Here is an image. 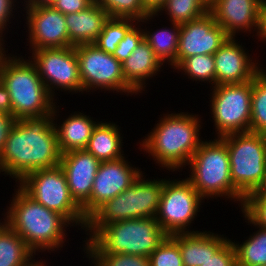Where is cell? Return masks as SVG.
Instances as JSON below:
<instances>
[{"mask_svg": "<svg viewBox=\"0 0 266 266\" xmlns=\"http://www.w3.org/2000/svg\"><path fill=\"white\" fill-rule=\"evenodd\" d=\"M61 156L53 113L22 118L0 153V174L17 183L32 171L59 166Z\"/></svg>", "mask_w": 266, "mask_h": 266, "instance_id": "cell-1", "label": "cell"}, {"mask_svg": "<svg viewBox=\"0 0 266 266\" xmlns=\"http://www.w3.org/2000/svg\"><path fill=\"white\" fill-rule=\"evenodd\" d=\"M198 116L182 111L164 113L152 131L138 142L140 151L151 156L163 170L182 171L203 141L200 137L202 117Z\"/></svg>", "mask_w": 266, "mask_h": 266, "instance_id": "cell-2", "label": "cell"}, {"mask_svg": "<svg viewBox=\"0 0 266 266\" xmlns=\"http://www.w3.org/2000/svg\"><path fill=\"white\" fill-rule=\"evenodd\" d=\"M4 215V222L36 254L56 252L63 248L67 227L71 224L59 213L33 200L18 185ZM60 248V249H59ZM47 250V251H46Z\"/></svg>", "mask_w": 266, "mask_h": 266, "instance_id": "cell-3", "label": "cell"}, {"mask_svg": "<svg viewBox=\"0 0 266 266\" xmlns=\"http://www.w3.org/2000/svg\"><path fill=\"white\" fill-rule=\"evenodd\" d=\"M85 254H129L149 257L167 238L155 217L129 219L106 225H87Z\"/></svg>", "mask_w": 266, "mask_h": 266, "instance_id": "cell-4", "label": "cell"}, {"mask_svg": "<svg viewBox=\"0 0 266 266\" xmlns=\"http://www.w3.org/2000/svg\"><path fill=\"white\" fill-rule=\"evenodd\" d=\"M0 77L10 94L13 116L17 120L53 113L58 105L57 98L50 95L29 58L5 53L0 59Z\"/></svg>", "mask_w": 266, "mask_h": 266, "instance_id": "cell-5", "label": "cell"}, {"mask_svg": "<svg viewBox=\"0 0 266 266\" xmlns=\"http://www.w3.org/2000/svg\"><path fill=\"white\" fill-rule=\"evenodd\" d=\"M187 166V179L204 200L224 197L242 207L244 197L233 186L228 149L221 138L203 140Z\"/></svg>", "mask_w": 266, "mask_h": 266, "instance_id": "cell-6", "label": "cell"}, {"mask_svg": "<svg viewBox=\"0 0 266 266\" xmlns=\"http://www.w3.org/2000/svg\"><path fill=\"white\" fill-rule=\"evenodd\" d=\"M143 173L126 190L103 204L87 225H106L129 219L155 217L159 208L163 179H146Z\"/></svg>", "mask_w": 266, "mask_h": 266, "instance_id": "cell-7", "label": "cell"}, {"mask_svg": "<svg viewBox=\"0 0 266 266\" xmlns=\"http://www.w3.org/2000/svg\"><path fill=\"white\" fill-rule=\"evenodd\" d=\"M16 184L33 200L62 215L71 226L86 230L88 220L72 199L60 165L32 171Z\"/></svg>", "mask_w": 266, "mask_h": 266, "instance_id": "cell-8", "label": "cell"}, {"mask_svg": "<svg viewBox=\"0 0 266 266\" xmlns=\"http://www.w3.org/2000/svg\"><path fill=\"white\" fill-rule=\"evenodd\" d=\"M226 143L234 188L245 198L266 172V135L241 132L221 137Z\"/></svg>", "mask_w": 266, "mask_h": 266, "instance_id": "cell-9", "label": "cell"}, {"mask_svg": "<svg viewBox=\"0 0 266 266\" xmlns=\"http://www.w3.org/2000/svg\"><path fill=\"white\" fill-rule=\"evenodd\" d=\"M210 92V114L215 138L249 132L251 122L252 81L242 84H220Z\"/></svg>", "mask_w": 266, "mask_h": 266, "instance_id": "cell-10", "label": "cell"}, {"mask_svg": "<svg viewBox=\"0 0 266 266\" xmlns=\"http://www.w3.org/2000/svg\"><path fill=\"white\" fill-rule=\"evenodd\" d=\"M202 203L204 199L187 178H166L155 218L168 235L200 232L190 227Z\"/></svg>", "mask_w": 266, "mask_h": 266, "instance_id": "cell-11", "label": "cell"}, {"mask_svg": "<svg viewBox=\"0 0 266 266\" xmlns=\"http://www.w3.org/2000/svg\"><path fill=\"white\" fill-rule=\"evenodd\" d=\"M79 64L83 93L97 90L138 95L126 82L122 63L112 54L102 51L94 43L74 46ZM92 90V91H91Z\"/></svg>", "mask_w": 266, "mask_h": 266, "instance_id": "cell-12", "label": "cell"}, {"mask_svg": "<svg viewBox=\"0 0 266 266\" xmlns=\"http://www.w3.org/2000/svg\"><path fill=\"white\" fill-rule=\"evenodd\" d=\"M28 56L35 65L38 75L55 99L57 90L70 94H83L79 64L74 46L43 48L30 52ZM56 90V91H55Z\"/></svg>", "mask_w": 266, "mask_h": 266, "instance_id": "cell-13", "label": "cell"}, {"mask_svg": "<svg viewBox=\"0 0 266 266\" xmlns=\"http://www.w3.org/2000/svg\"><path fill=\"white\" fill-rule=\"evenodd\" d=\"M265 1L212 0L209 3V11L229 37H236L241 32L250 35L254 31L256 35L253 36L261 42L266 14Z\"/></svg>", "mask_w": 266, "mask_h": 266, "instance_id": "cell-14", "label": "cell"}, {"mask_svg": "<svg viewBox=\"0 0 266 266\" xmlns=\"http://www.w3.org/2000/svg\"><path fill=\"white\" fill-rule=\"evenodd\" d=\"M30 52L43 48L73 46L68 37L65 15L53 6L23 7Z\"/></svg>", "mask_w": 266, "mask_h": 266, "instance_id": "cell-15", "label": "cell"}, {"mask_svg": "<svg viewBox=\"0 0 266 266\" xmlns=\"http://www.w3.org/2000/svg\"><path fill=\"white\" fill-rule=\"evenodd\" d=\"M228 37L210 11L180 25L176 67L190 56L214 54Z\"/></svg>", "mask_w": 266, "mask_h": 266, "instance_id": "cell-16", "label": "cell"}, {"mask_svg": "<svg viewBox=\"0 0 266 266\" xmlns=\"http://www.w3.org/2000/svg\"><path fill=\"white\" fill-rule=\"evenodd\" d=\"M240 41L235 37H228L213 54L215 86L220 84H242L252 81L264 68L259 59L257 60L249 55V50L245 49V46L239 43Z\"/></svg>", "mask_w": 266, "mask_h": 266, "instance_id": "cell-17", "label": "cell"}, {"mask_svg": "<svg viewBox=\"0 0 266 266\" xmlns=\"http://www.w3.org/2000/svg\"><path fill=\"white\" fill-rule=\"evenodd\" d=\"M125 157L101 162L89 198V218L103 204L130 187L143 173L141 168L132 165Z\"/></svg>", "mask_w": 266, "mask_h": 266, "instance_id": "cell-18", "label": "cell"}, {"mask_svg": "<svg viewBox=\"0 0 266 266\" xmlns=\"http://www.w3.org/2000/svg\"><path fill=\"white\" fill-rule=\"evenodd\" d=\"M100 164L101 161L85 149L62 154L59 164L66 175L71 197L82 209L87 220L89 219V198Z\"/></svg>", "mask_w": 266, "mask_h": 266, "instance_id": "cell-19", "label": "cell"}, {"mask_svg": "<svg viewBox=\"0 0 266 266\" xmlns=\"http://www.w3.org/2000/svg\"><path fill=\"white\" fill-rule=\"evenodd\" d=\"M162 66L164 67L151 46L143 40L131 55L122 62V71L125 82L140 95L147 88L146 85L149 80L160 74Z\"/></svg>", "mask_w": 266, "mask_h": 266, "instance_id": "cell-20", "label": "cell"}, {"mask_svg": "<svg viewBox=\"0 0 266 266\" xmlns=\"http://www.w3.org/2000/svg\"><path fill=\"white\" fill-rule=\"evenodd\" d=\"M58 107L59 105H55L53 110V123L57 132V140L61 153L65 154L74 150H84L94 127L99 121L93 119L90 115H85L86 113L84 112L78 113L75 111L65 119L63 118L62 124L60 120V124L58 125L56 120L61 115L58 114L61 112Z\"/></svg>", "mask_w": 266, "mask_h": 266, "instance_id": "cell-21", "label": "cell"}, {"mask_svg": "<svg viewBox=\"0 0 266 266\" xmlns=\"http://www.w3.org/2000/svg\"><path fill=\"white\" fill-rule=\"evenodd\" d=\"M179 245L183 266H202L229 240L210 231L170 235Z\"/></svg>", "mask_w": 266, "mask_h": 266, "instance_id": "cell-22", "label": "cell"}, {"mask_svg": "<svg viewBox=\"0 0 266 266\" xmlns=\"http://www.w3.org/2000/svg\"><path fill=\"white\" fill-rule=\"evenodd\" d=\"M109 19L95 1L86 9L65 15L69 41L73 46L94 43Z\"/></svg>", "mask_w": 266, "mask_h": 266, "instance_id": "cell-23", "label": "cell"}, {"mask_svg": "<svg viewBox=\"0 0 266 266\" xmlns=\"http://www.w3.org/2000/svg\"><path fill=\"white\" fill-rule=\"evenodd\" d=\"M120 128L121 126L114 122L99 121L92 131L85 150L101 162L123 158L124 142Z\"/></svg>", "mask_w": 266, "mask_h": 266, "instance_id": "cell-24", "label": "cell"}, {"mask_svg": "<svg viewBox=\"0 0 266 266\" xmlns=\"http://www.w3.org/2000/svg\"><path fill=\"white\" fill-rule=\"evenodd\" d=\"M5 222L0 225V266H37L41 260ZM36 260V261H35Z\"/></svg>", "mask_w": 266, "mask_h": 266, "instance_id": "cell-25", "label": "cell"}, {"mask_svg": "<svg viewBox=\"0 0 266 266\" xmlns=\"http://www.w3.org/2000/svg\"><path fill=\"white\" fill-rule=\"evenodd\" d=\"M171 27H162L156 31L147 30L145 26L144 40L151 46L157 58L163 65L176 68V56L178 51L180 25L171 22Z\"/></svg>", "mask_w": 266, "mask_h": 266, "instance_id": "cell-26", "label": "cell"}, {"mask_svg": "<svg viewBox=\"0 0 266 266\" xmlns=\"http://www.w3.org/2000/svg\"><path fill=\"white\" fill-rule=\"evenodd\" d=\"M257 231L253 232L240 244L232 241L237 258V266H266V229L254 225L244 214L242 215Z\"/></svg>", "mask_w": 266, "mask_h": 266, "instance_id": "cell-27", "label": "cell"}, {"mask_svg": "<svg viewBox=\"0 0 266 266\" xmlns=\"http://www.w3.org/2000/svg\"><path fill=\"white\" fill-rule=\"evenodd\" d=\"M208 11L209 3L206 0H166L156 17L165 13L169 16L170 23L182 25L203 16Z\"/></svg>", "mask_w": 266, "mask_h": 266, "instance_id": "cell-28", "label": "cell"}, {"mask_svg": "<svg viewBox=\"0 0 266 266\" xmlns=\"http://www.w3.org/2000/svg\"><path fill=\"white\" fill-rule=\"evenodd\" d=\"M250 131L266 135V68L252 80Z\"/></svg>", "mask_w": 266, "mask_h": 266, "instance_id": "cell-29", "label": "cell"}, {"mask_svg": "<svg viewBox=\"0 0 266 266\" xmlns=\"http://www.w3.org/2000/svg\"><path fill=\"white\" fill-rule=\"evenodd\" d=\"M177 69V70H176ZM177 73L187 75L193 82L210 83L215 87V61L213 54L194 55L185 58L176 68Z\"/></svg>", "mask_w": 266, "mask_h": 266, "instance_id": "cell-30", "label": "cell"}, {"mask_svg": "<svg viewBox=\"0 0 266 266\" xmlns=\"http://www.w3.org/2000/svg\"><path fill=\"white\" fill-rule=\"evenodd\" d=\"M135 23L137 20L132 18L109 17L94 44L102 51L113 55L119 42Z\"/></svg>", "mask_w": 266, "mask_h": 266, "instance_id": "cell-31", "label": "cell"}, {"mask_svg": "<svg viewBox=\"0 0 266 266\" xmlns=\"http://www.w3.org/2000/svg\"><path fill=\"white\" fill-rule=\"evenodd\" d=\"M109 17L132 18L137 21L150 15L143 7L141 0H95Z\"/></svg>", "mask_w": 266, "mask_h": 266, "instance_id": "cell-32", "label": "cell"}, {"mask_svg": "<svg viewBox=\"0 0 266 266\" xmlns=\"http://www.w3.org/2000/svg\"><path fill=\"white\" fill-rule=\"evenodd\" d=\"M156 14H150L144 19L137 21L125 34L124 38L119 42L113 56L119 61H125L131 53L139 46L144 40V31L141 28L142 24L153 21ZM149 21V22H148ZM139 24V25H138ZM141 25V26H140ZM137 26V27H136Z\"/></svg>", "mask_w": 266, "mask_h": 266, "instance_id": "cell-33", "label": "cell"}, {"mask_svg": "<svg viewBox=\"0 0 266 266\" xmlns=\"http://www.w3.org/2000/svg\"><path fill=\"white\" fill-rule=\"evenodd\" d=\"M150 266H183L178 243L168 235L149 256Z\"/></svg>", "mask_w": 266, "mask_h": 266, "instance_id": "cell-34", "label": "cell"}, {"mask_svg": "<svg viewBox=\"0 0 266 266\" xmlns=\"http://www.w3.org/2000/svg\"><path fill=\"white\" fill-rule=\"evenodd\" d=\"M94 266H150L149 257L123 253L117 254H86Z\"/></svg>", "mask_w": 266, "mask_h": 266, "instance_id": "cell-35", "label": "cell"}, {"mask_svg": "<svg viewBox=\"0 0 266 266\" xmlns=\"http://www.w3.org/2000/svg\"><path fill=\"white\" fill-rule=\"evenodd\" d=\"M240 210L254 225L266 229V196H246Z\"/></svg>", "mask_w": 266, "mask_h": 266, "instance_id": "cell-36", "label": "cell"}, {"mask_svg": "<svg viewBox=\"0 0 266 266\" xmlns=\"http://www.w3.org/2000/svg\"><path fill=\"white\" fill-rule=\"evenodd\" d=\"M202 266H237L236 250L229 239L214 256H210Z\"/></svg>", "mask_w": 266, "mask_h": 266, "instance_id": "cell-37", "label": "cell"}, {"mask_svg": "<svg viewBox=\"0 0 266 266\" xmlns=\"http://www.w3.org/2000/svg\"><path fill=\"white\" fill-rule=\"evenodd\" d=\"M19 4L20 2L18 0H0V40L4 43L7 42L4 40V38L6 37L5 34L7 33L6 29L9 30L7 26L12 24V22H10L12 18L14 20V14L12 13H15V10L17 12V8H20Z\"/></svg>", "mask_w": 266, "mask_h": 266, "instance_id": "cell-38", "label": "cell"}, {"mask_svg": "<svg viewBox=\"0 0 266 266\" xmlns=\"http://www.w3.org/2000/svg\"><path fill=\"white\" fill-rule=\"evenodd\" d=\"M95 0H56L52 5L62 14L78 13L89 7Z\"/></svg>", "mask_w": 266, "mask_h": 266, "instance_id": "cell-39", "label": "cell"}, {"mask_svg": "<svg viewBox=\"0 0 266 266\" xmlns=\"http://www.w3.org/2000/svg\"><path fill=\"white\" fill-rule=\"evenodd\" d=\"M16 122L17 119L14 116L0 113V153Z\"/></svg>", "mask_w": 266, "mask_h": 266, "instance_id": "cell-40", "label": "cell"}, {"mask_svg": "<svg viewBox=\"0 0 266 266\" xmlns=\"http://www.w3.org/2000/svg\"><path fill=\"white\" fill-rule=\"evenodd\" d=\"M0 113L13 116L10 94L2 82H0Z\"/></svg>", "mask_w": 266, "mask_h": 266, "instance_id": "cell-41", "label": "cell"}, {"mask_svg": "<svg viewBox=\"0 0 266 266\" xmlns=\"http://www.w3.org/2000/svg\"><path fill=\"white\" fill-rule=\"evenodd\" d=\"M141 1L144 9L149 14H157L166 3V0H141Z\"/></svg>", "mask_w": 266, "mask_h": 266, "instance_id": "cell-42", "label": "cell"}, {"mask_svg": "<svg viewBox=\"0 0 266 266\" xmlns=\"http://www.w3.org/2000/svg\"><path fill=\"white\" fill-rule=\"evenodd\" d=\"M23 7L52 6L56 0H23Z\"/></svg>", "mask_w": 266, "mask_h": 266, "instance_id": "cell-43", "label": "cell"}, {"mask_svg": "<svg viewBox=\"0 0 266 266\" xmlns=\"http://www.w3.org/2000/svg\"><path fill=\"white\" fill-rule=\"evenodd\" d=\"M247 196H266V172L260 184L255 188L253 192H251Z\"/></svg>", "mask_w": 266, "mask_h": 266, "instance_id": "cell-44", "label": "cell"}, {"mask_svg": "<svg viewBox=\"0 0 266 266\" xmlns=\"http://www.w3.org/2000/svg\"><path fill=\"white\" fill-rule=\"evenodd\" d=\"M4 44L6 45V43L0 40V59L7 52L5 49H8V48H5L6 46Z\"/></svg>", "mask_w": 266, "mask_h": 266, "instance_id": "cell-45", "label": "cell"}, {"mask_svg": "<svg viewBox=\"0 0 266 266\" xmlns=\"http://www.w3.org/2000/svg\"><path fill=\"white\" fill-rule=\"evenodd\" d=\"M263 41L266 42V26H264V32L261 42L263 43Z\"/></svg>", "mask_w": 266, "mask_h": 266, "instance_id": "cell-46", "label": "cell"}, {"mask_svg": "<svg viewBox=\"0 0 266 266\" xmlns=\"http://www.w3.org/2000/svg\"><path fill=\"white\" fill-rule=\"evenodd\" d=\"M37 266H47V265H46V263L41 258V262Z\"/></svg>", "mask_w": 266, "mask_h": 266, "instance_id": "cell-47", "label": "cell"}, {"mask_svg": "<svg viewBox=\"0 0 266 266\" xmlns=\"http://www.w3.org/2000/svg\"><path fill=\"white\" fill-rule=\"evenodd\" d=\"M265 4H266V1H265ZM264 26H266V14H265V22H264Z\"/></svg>", "mask_w": 266, "mask_h": 266, "instance_id": "cell-48", "label": "cell"}]
</instances>
